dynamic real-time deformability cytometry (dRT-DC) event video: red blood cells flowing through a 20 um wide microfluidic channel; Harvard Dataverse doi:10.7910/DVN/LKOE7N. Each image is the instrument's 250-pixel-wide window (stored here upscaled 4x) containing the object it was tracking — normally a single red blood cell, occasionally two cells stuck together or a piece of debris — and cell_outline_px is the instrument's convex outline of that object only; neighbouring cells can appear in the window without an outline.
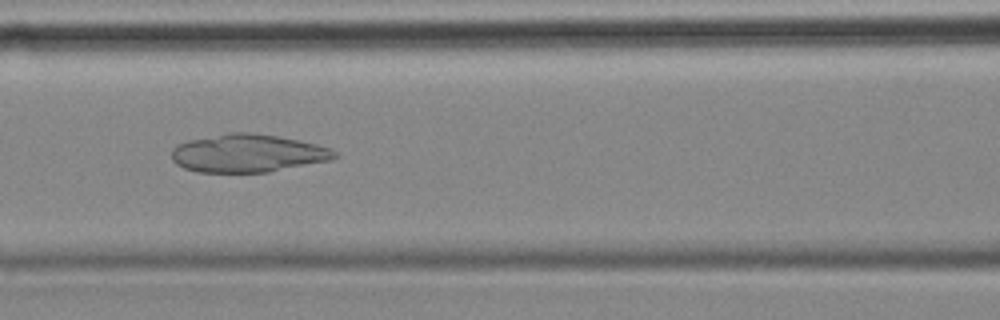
{"species": "common noctule bat (a hibernating species)", "species_latin": "Nyctalus noctula", "temperature_condition": "cold", "stored_images_in_passage": 55, "camera_frame_rate_fps": 3000, "um_per_image_px": 0.085, "animal": {"sex": "female", "body_mass_g": 18.4}, "frame": {"image": 1, "passage_image": 23, "time_ms": 7.333, "image_size_px": [1000, 320], "cell_outline_px": [[340, 156], [332, 160], [268, 172], [196, 172], [184, 168], [176, 164], [172, 160], [172, 148], [176, 144], [188, 140], [228, 132], [248, 132], [276, 136], [300, 140], [332, 148]], "centroid_in_image_um": [21.07, 13.02], "position_along_channel_um": 145.5, "area_um2": 36.36}}
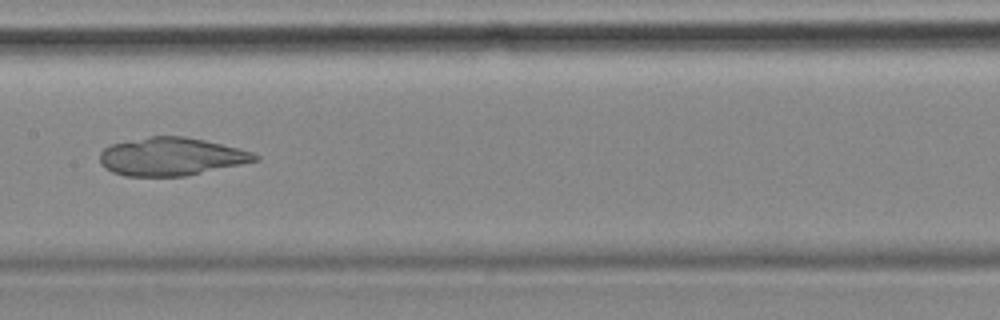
{"frame": {"image": 2, "passage_image": 27, "time_ms": 8.667, "image_size_px": [1000, 320], "cell_outline_px": [[260, 160], [184, 176], [124, 176], [112, 172], [104, 168], [100, 164], [100, 152], [104, 148], [112, 144], [148, 136], [184, 136], [204, 140], [252, 152], [260, 156]], "centroid_in_image_um": [14.51, 13.31], "position_along_channel_um": 192.9, "area_um2": 34.22}}
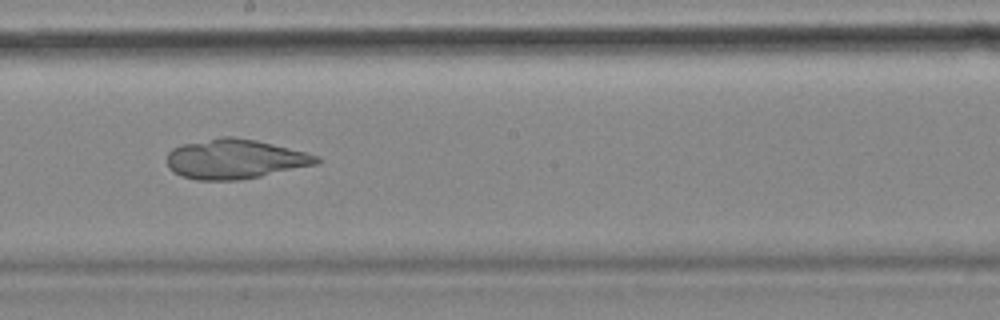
{"frame": {"image": 3, "passage_image": 30, "time_ms": 9.667, "image_size_px": [1000, 320], "cell_outline_px": [[320, 160], [316, 164], [260, 176], [240, 180], [196, 180], [180, 176], [172, 172], [168, 168], [168, 152], [172, 148], [180, 144], [224, 136], [232, 136], [256, 140], [320, 156]], "centroid_in_image_um": [19.91, 13.52], "position_along_channel_um": 228.3, "area_um2": 34.45}}